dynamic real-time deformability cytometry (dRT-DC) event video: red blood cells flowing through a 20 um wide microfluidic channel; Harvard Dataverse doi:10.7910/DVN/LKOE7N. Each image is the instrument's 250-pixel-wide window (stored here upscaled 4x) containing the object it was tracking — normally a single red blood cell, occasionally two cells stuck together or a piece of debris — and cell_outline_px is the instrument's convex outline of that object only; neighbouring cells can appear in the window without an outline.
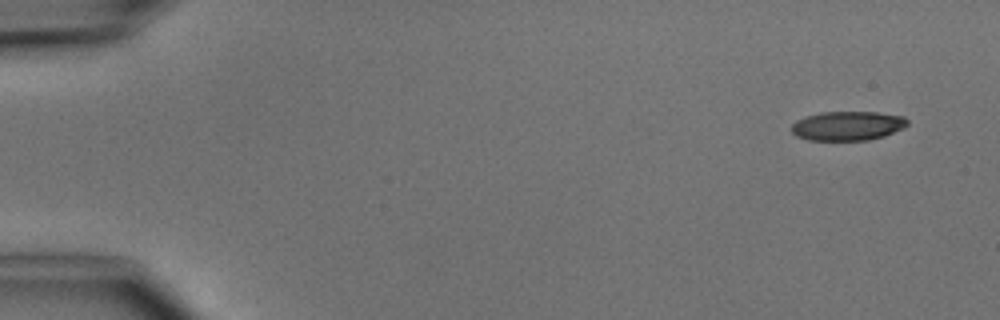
{"species": "common noctule bat (a hibernating species)", "species_latin": "Nyctalus noctula", "temperature_condition": "cold", "stored_images_in_passage": 5, "camera_frame_rate_fps": 3000, "um_per_image_px": 0.085, "animal": {"sex": "male", "body_mass_g": 15.6}, "frame": {"image": 1, "passage_image": 1, "time_ms": 0.0, "image_size_px": [1000, 320], "cell_outline_px": [[908, 124], [904, 128], [884, 136], [868, 140], [808, 140], [796, 136], [792, 132], [792, 124], [796, 120], [804, 116], [820, 112], [876, 112], [904, 116], [908, 120]], "centroid_in_image_um": [72.04, 10.69], "position_along_channel_um": 13.0, "area_um2": 19.88}}